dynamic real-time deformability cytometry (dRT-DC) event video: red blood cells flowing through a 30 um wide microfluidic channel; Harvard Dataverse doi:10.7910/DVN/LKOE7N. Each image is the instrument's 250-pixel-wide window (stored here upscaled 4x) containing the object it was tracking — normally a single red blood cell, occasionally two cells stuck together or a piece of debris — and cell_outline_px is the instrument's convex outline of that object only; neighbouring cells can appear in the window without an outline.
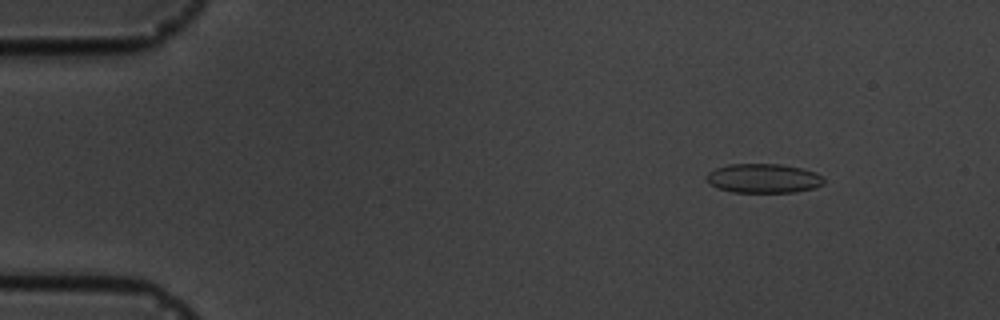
{"species": "common noctule bat (a hibernating species)", "species_latin": "Nyctalus noctula", "temperature_condition": "cold", "stored_images_in_passage": 5, "camera_frame_rate_fps": 3000, "um_per_image_px": 0.085, "animal": {"sex": "male", "body_mass_g": 19.5, "forearm_length_mm": 54.6}, "frame": {"image": 1, "passage_image": 2, "time_ms": 1.333, "image_size_px": [1000, 320], "cell_outline_px": [[824, 184], [816, 188], [796, 192], [732, 192], [716, 188], [704, 176], [708, 172], [716, 168], [728, 164], [780, 164], [800, 168], [816, 172], [824, 180]], "centroid_in_image_um": [64.89, 15.16], "position_along_channel_um": 20.1, "area_um2": 20.06}}
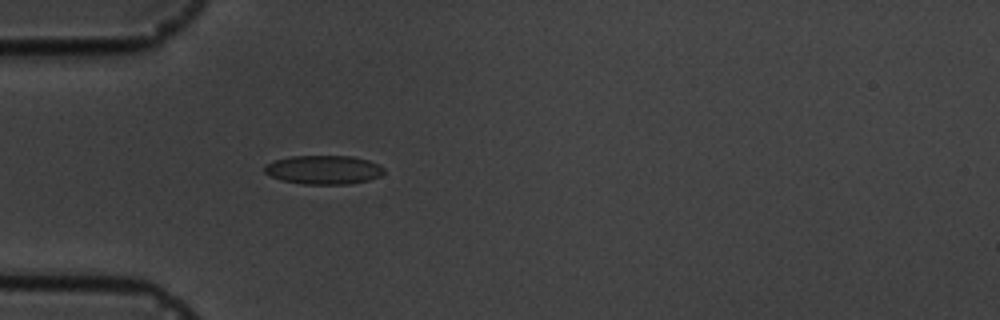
{"frame": {"image": 2, "passage_image": 5, "time_ms": 4.667, "image_size_px": [1000, 320], "cell_outline_px": [[384, 172], [380, 176], [368, 180], [348, 184], [304, 184], [280, 180], [264, 172], [264, 164], [288, 156], [352, 156], [368, 160], [380, 164], [384, 168]], "centroid_in_image_um": [27.51, 14.42], "position_along_channel_um": 57.5, "area_um2": 20.17}}